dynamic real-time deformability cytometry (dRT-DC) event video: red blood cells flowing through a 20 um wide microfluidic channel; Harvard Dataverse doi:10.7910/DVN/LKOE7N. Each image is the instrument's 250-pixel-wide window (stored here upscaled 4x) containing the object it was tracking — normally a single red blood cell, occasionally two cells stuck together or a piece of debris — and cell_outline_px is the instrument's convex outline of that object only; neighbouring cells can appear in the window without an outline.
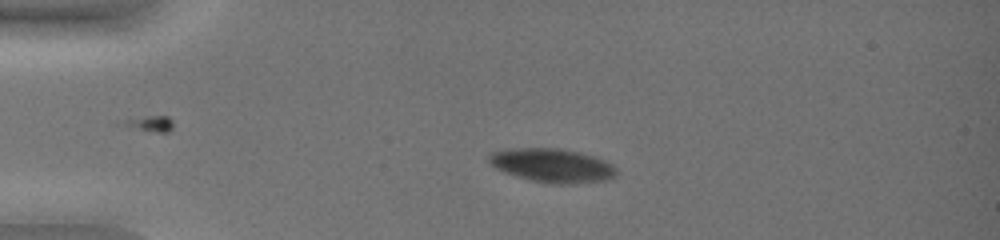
{"species": "common noctule bat (a hibernating species)", "species_latin": "Nyctalus noctula", "temperature_condition": "warm", "stored_images_in_passage": 50, "camera_frame_rate_fps": 3000, "um_per_image_px": 0.085, "animal": {"sex": "female", "body_mass_g": 19.0, "forearm_length_mm": 51.5}, "frame": {"image": 1, "passage_image": 13, "time_ms": 4.0, "image_size_px": [1000, 240], "cell_outline_px": [[616, 176], [604, 180], [576, 184], [552, 184], [532, 180], [516, 176], [504, 172], [488, 164], [488, 156], [492, 152], [512, 148], [560, 148], [580, 152], [604, 160], [612, 164], [616, 168]], "centroid_in_image_um": [46.93, 14.06], "position_along_channel_um": 38.1, "area_um2": 25.2}}
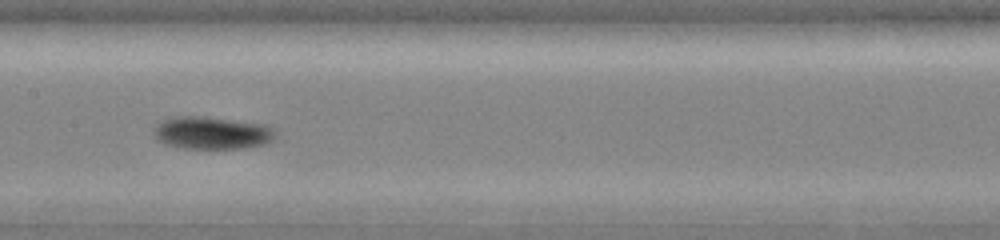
{"frame": {"image": 2, "passage_image": 28, "time_ms": 9.0, "image_size_px": [1000, 240], "cell_outline_px": [[276, 136], [268, 144], [244, 148], [184, 148], [164, 144], [156, 140], [152, 132], [156, 124], [160, 120], [168, 116], [204, 116], [268, 124], [276, 128]], "centroid_in_image_um": [18.02, 11.28], "position_along_channel_um": 189.4, "area_um2": 23.81}}
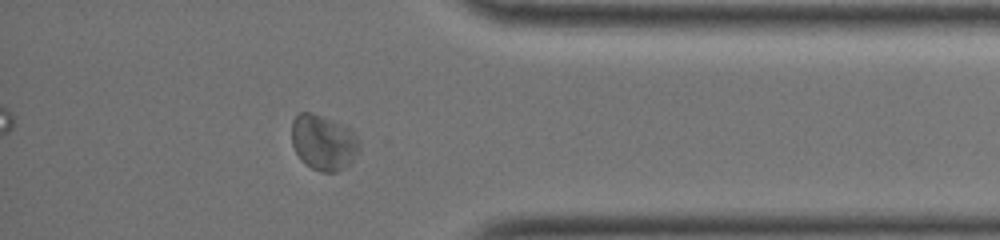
{"frame": {"image": 3, "passage_image": 45, "time_ms": 14.667, "image_size_px": [1000, 240], "cell_outline_px": [[360, 148], [352, 164], [336, 172], [320, 172], [304, 164], [296, 152], [292, 144], [292, 120], [300, 112], [312, 112], [352, 128], [356, 132], [360, 140]], "centroid_in_image_um": [27.54, 12.11], "position_along_channel_um": 407.7, "area_um2": 22.37}, "authors_computed_cell_mechanics": {"area_um2": 24.0159, "velocity_mm_per_s": 3.944, "shape_relaxation_time_tau1_ms": 3.3862, "shape_relaxation_time_tau2_ms": 8.02, "deformation_change_tau1": 0.0673, "deformation_change_tau2": 0.108}}